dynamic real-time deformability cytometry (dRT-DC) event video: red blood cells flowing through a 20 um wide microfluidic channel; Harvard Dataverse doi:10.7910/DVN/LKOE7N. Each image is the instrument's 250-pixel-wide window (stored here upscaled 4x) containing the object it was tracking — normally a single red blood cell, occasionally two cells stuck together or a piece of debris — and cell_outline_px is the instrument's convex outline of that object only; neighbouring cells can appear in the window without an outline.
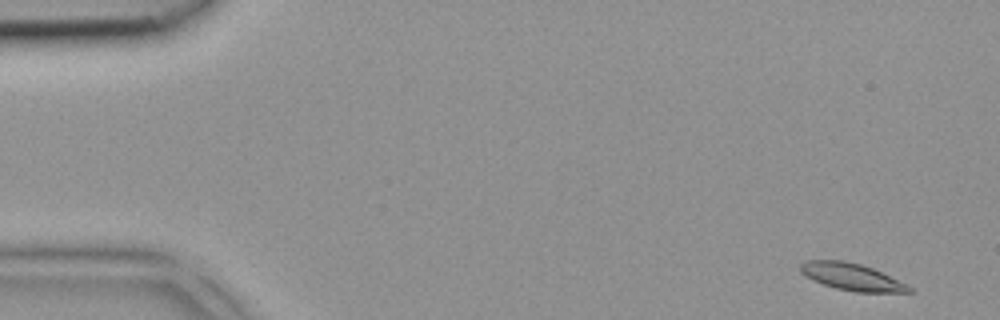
{"species": "common noctule bat (a hibernating species)", "species_latin": "Nyctalus noctula", "temperature_condition": "room temperature", "stored_images_in_passage": 4, "segment_of_instrument_passage": [2, 2], "camera_frame_rate_fps": 3000, "um_per_image_px": 0.085, "animal": {"sex": "female", "body_mass_g": 18.4}, "frame": {"image": 1, "passage_image": 4, "time_ms": 1.0, "image_size_px": [1000, 320], "cell_outline_px": [[912, 292], [856, 292], [836, 288], [812, 280], [804, 276], [800, 272], [800, 264], [804, 260], [844, 260], [860, 264], [872, 268], [908, 284], [912, 288]], "centroid_in_image_um": [72.37, 23.52], "position_along_channel_um": 12.6, "area_um2": 17.17}}